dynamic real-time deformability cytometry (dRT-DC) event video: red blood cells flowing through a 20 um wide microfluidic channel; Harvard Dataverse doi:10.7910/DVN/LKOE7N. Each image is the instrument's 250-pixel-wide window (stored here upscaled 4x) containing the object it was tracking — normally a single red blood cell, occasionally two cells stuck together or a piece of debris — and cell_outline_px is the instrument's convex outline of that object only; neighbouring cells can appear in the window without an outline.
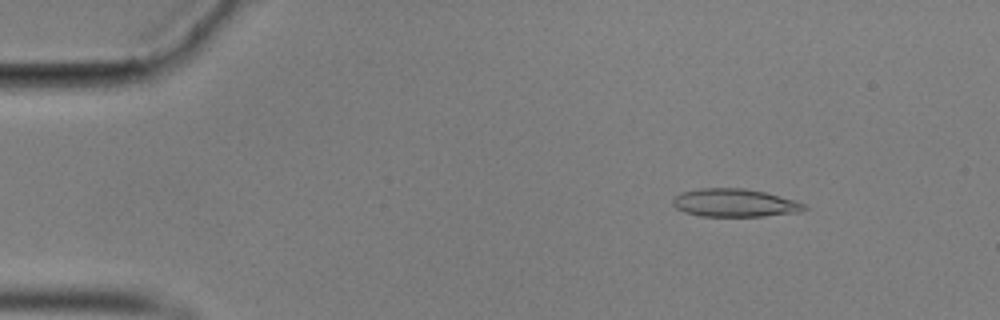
{"species": "common noctule bat (a hibernating species)", "species_latin": "Nyctalus noctula", "temperature_condition": "cold", "stored_images_in_passage": 56, "camera_frame_rate_fps": 3000, "um_per_image_px": 0.085, "animal": {"sex": "male", "body_mass_g": 17.9}, "frame": {"image": 1, "passage_image": 7, "time_ms": 2.0, "image_size_px": [1000, 320], "cell_outline_px": [[808, 208], [800, 212], [764, 216], [700, 216], [684, 212], [676, 208], [672, 204], [672, 200], [680, 192], [700, 188], [744, 188], [764, 192], [796, 200], [804, 204]], "centroid_in_image_um": [62.44, 17.24], "position_along_channel_um": 22.6, "area_um2": 21.56}}
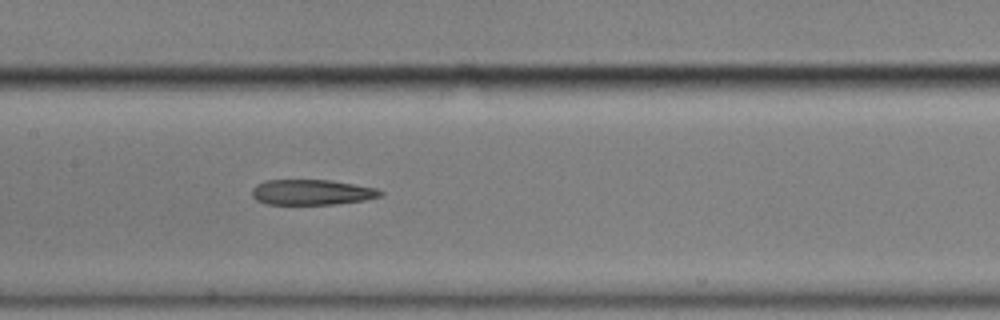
{"frame": {"image": 2, "passage_image": 27, "time_ms": 8.667, "image_size_px": [1000, 320], "cell_outline_px": [[384, 196], [364, 200], [332, 204], [264, 204], [256, 200], [252, 196], [252, 188], [256, 184], [264, 180], [332, 180], [376, 188], [384, 192]], "centroid_in_image_um": [26.49, 16.33], "position_along_channel_um": 180.9, "area_um2": 19.13}}
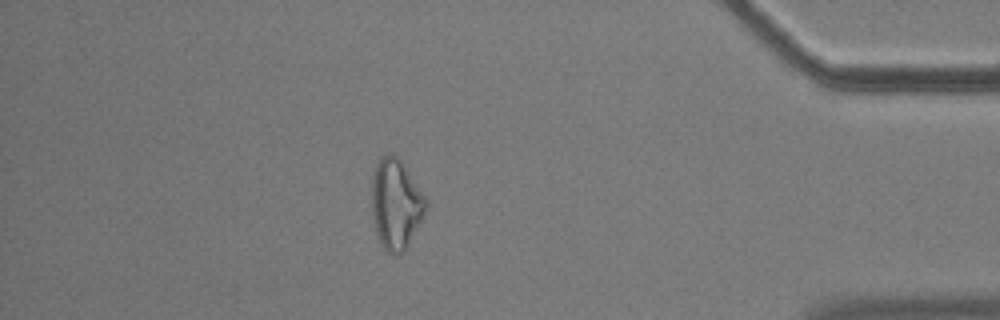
{"frame": {"image": 3, "passage_image": 49, "time_ms": 16.0, "image_size_px": [1000, 320], "cell_outline_px": [[428, 208], [404, 252], [392, 256], [384, 248], [376, 232], [372, 212], [372, 176], [376, 164], [380, 156], [392, 152], [400, 160], [428, 200]], "centroid_in_image_um": [33.65, 17.34], "position_along_channel_um": 401.5, "area_um2": 28.44}, "authors_computed_cell_mechanics": {"area_um2": 21.2704, "velocity_mm_per_s": 3.5285, "shape_relaxation_time_tau1_ms": null, "shape_relaxation_time_tau2_ms": 6.8291, "deformation_change_tau1": null, "deformation_change_tau2": 0.2195}}